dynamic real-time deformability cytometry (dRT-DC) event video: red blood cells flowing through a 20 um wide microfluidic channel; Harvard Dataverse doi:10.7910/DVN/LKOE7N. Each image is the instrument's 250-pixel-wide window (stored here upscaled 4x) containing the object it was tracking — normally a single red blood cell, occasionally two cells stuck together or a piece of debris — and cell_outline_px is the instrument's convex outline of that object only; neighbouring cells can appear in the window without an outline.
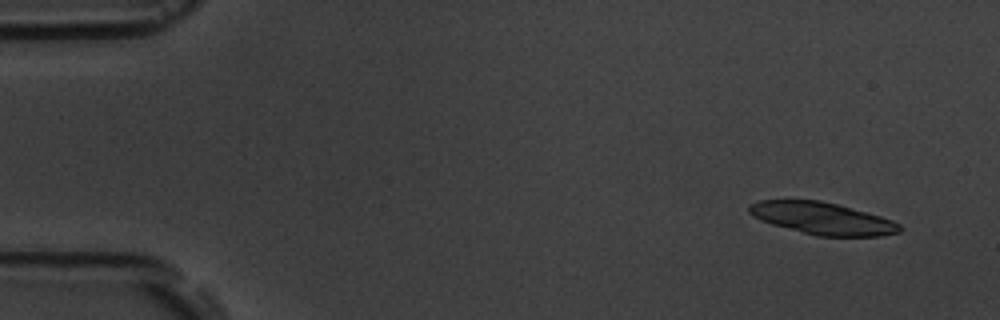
{"species": "common noctule bat (a hibernating species)", "species_latin": "Nyctalus noctula", "temperature_condition": "room temperature", "stored_images_in_passage": 5, "camera_frame_rate_fps": 3000, "um_per_image_px": 0.085, "animal": {"sex": "male", "body_mass_g": 19.5, "forearm_length_mm": 54.6}, "frame": {"image": 1, "passage_image": 1, "time_ms": 0.0, "image_size_px": [1000, 320], "cell_outline_px": [[904, 228], [900, 232], [880, 236], [816, 236], [772, 224], [760, 220], [752, 216], [748, 212], [748, 204], [760, 200], [820, 200], [836, 204], [880, 216], [892, 220], [900, 224]], "centroid_in_image_um": [69.89, 18.57], "position_along_channel_um": 15.1, "area_um2": 28.15}}